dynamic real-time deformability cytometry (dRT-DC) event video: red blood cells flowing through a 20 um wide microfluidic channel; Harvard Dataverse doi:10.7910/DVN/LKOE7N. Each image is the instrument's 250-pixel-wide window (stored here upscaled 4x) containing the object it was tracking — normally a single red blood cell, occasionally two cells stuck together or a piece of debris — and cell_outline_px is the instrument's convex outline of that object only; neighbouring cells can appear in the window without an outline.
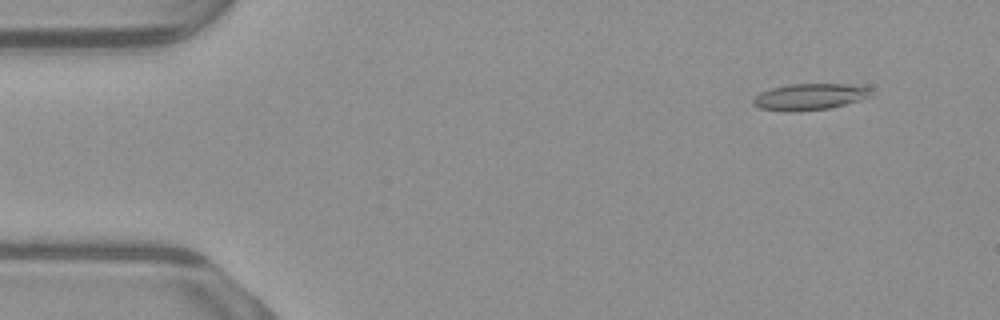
{"species": "common noctule bat (a hibernating species)", "species_latin": "Nyctalus noctula", "temperature_condition": "warm", "stored_images_in_passage": 53, "camera_frame_rate_fps": 3000, "um_per_image_px": 0.085, "animal": {"sex": "male", "body_mass_g": 23.1, "forearm_length_mm": 52.7}, "frame": {"image": 1, "passage_image": 5, "time_ms": 1.333, "image_size_px": [1000, 320], "cell_outline_px": [[872, 96], [860, 100], [828, 108], [792, 112], [784, 112], [760, 108], [752, 104], [752, 100], [760, 92], [772, 88], [788, 84], [844, 84], [872, 88]], "centroid_in_image_um": [68.8, 8.23], "position_along_channel_um": 16.2, "area_um2": 18.15}}
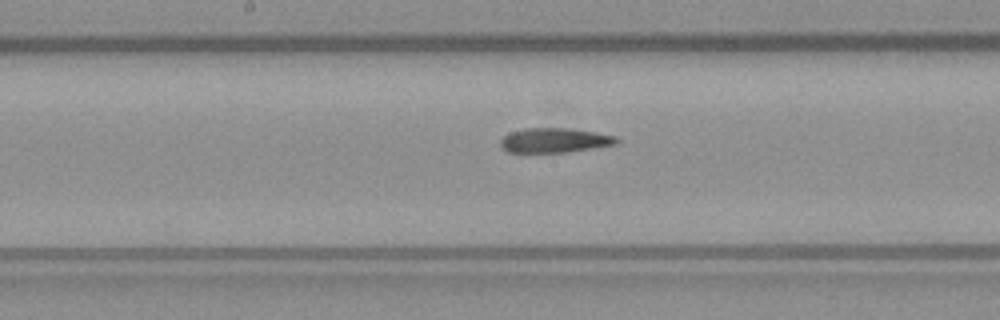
{"frame": {"image": 2, "passage_image": 27, "time_ms": 8.667, "image_size_px": [1000, 320], "cell_outline_px": [[620, 140], [616, 144], [568, 152], [508, 152], [500, 148], [500, 140], [504, 136], [512, 132], [524, 128], [564, 128], [596, 132], [616, 136]], "centroid_in_image_um": [47.13, 11.93], "position_along_channel_um": 201.1, "area_um2": 16.59}}
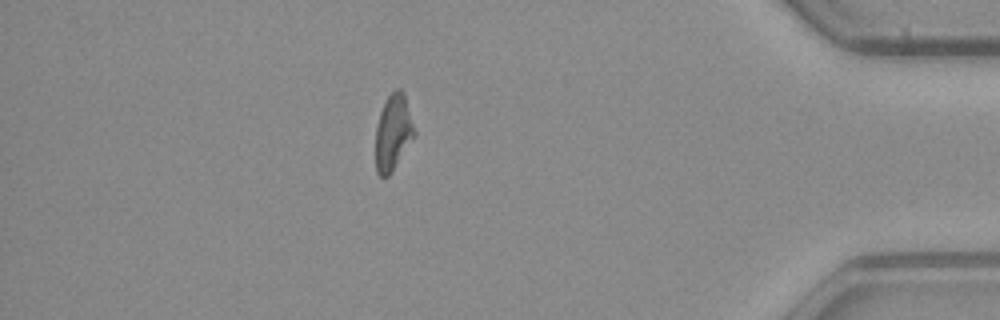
{"frame": {"image": 3, "passage_image": 46, "time_ms": 15.0, "image_size_px": [1000, 320], "cell_outline_px": [[416, 136], [392, 172], [388, 176], [380, 176], [376, 172], [376, 128], [380, 112], [388, 96], [396, 88], [400, 88], [404, 92], [416, 132]], "centroid_in_image_um": [33.44, 11.27], "position_along_channel_um": 401.8, "area_um2": 17.28}, "authors_computed_cell_mechanics": {"area_um2": 17.5134, "velocity_mm_per_s": 3.9119, "shape_relaxation_time_tau1_ms": 3.9364, "shape_relaxation_time_tau2_ms": 6.8918, "deformation_change_tau1": 0.1665, "deformation_change_tau2": 0.2132}}